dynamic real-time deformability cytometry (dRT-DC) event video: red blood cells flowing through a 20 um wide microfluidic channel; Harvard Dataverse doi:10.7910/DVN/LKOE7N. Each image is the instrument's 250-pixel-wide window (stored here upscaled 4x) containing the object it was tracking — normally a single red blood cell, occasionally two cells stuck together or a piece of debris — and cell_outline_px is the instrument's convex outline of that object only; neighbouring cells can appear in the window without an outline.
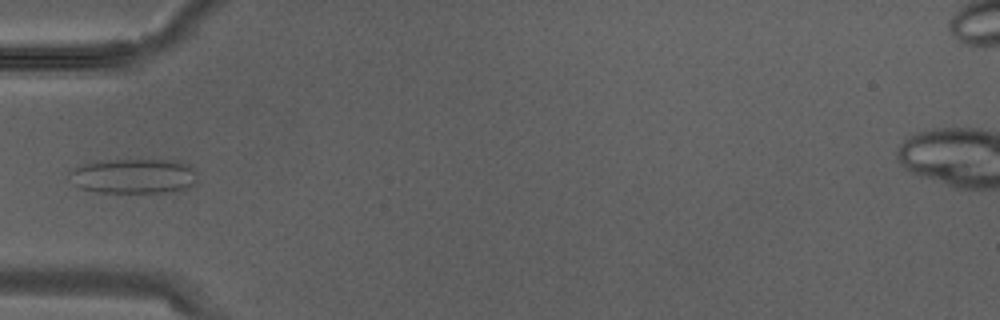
{"species": "Egyptian fruit bat (a non-hibernating species)", "species_latin": "Rousettus aegyptiacus", "temperature_condition": "warm", "stored_images_in_passage": 2, "camera_frame_rate_fps": 3000, "um_per_image_px": 0.085, "animal": {"sex": "male"}, "frame": {"image": 1, "passage_image": 2, "time_ms": 0.333, "image_size_px": [1000, 320], "cell_outline_px": [[196, 180], [188, 188], [176, 192], [100, 192], [80, 188], [76, 184], [68, 172], [72, 168], [84, 164], [108, 160], [176, 160], [188, 164], [196, 172]], "centroid_in_image_um": [11.41, 14.97], "position_along_channel_um": 73.6, "area_um2": 25.89}}